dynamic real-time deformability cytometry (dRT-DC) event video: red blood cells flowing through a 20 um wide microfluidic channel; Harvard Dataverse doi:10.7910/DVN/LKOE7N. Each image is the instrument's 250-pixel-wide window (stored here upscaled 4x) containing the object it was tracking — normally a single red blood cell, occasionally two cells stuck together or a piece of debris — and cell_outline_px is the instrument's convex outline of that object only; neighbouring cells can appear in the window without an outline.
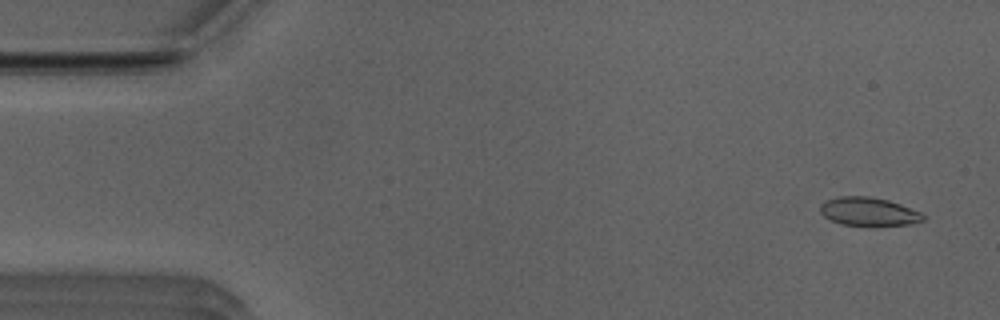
{"species": "Egyptian fruit bat (a non-hibernating species)", "species_latin": "Rousettus aegyptiacus", "temperature_condition": "room temperature", "stored_images_in_passage": 52, "camera_frame_rate_fps": 3000, "um_per_image_px": 0.085, "animal": {"sex": "male"}, "frame": {"image": 1, "passage_image": 3, "time_ms": 0.667, "image_size_px": [1000, 320], "cell_outline_px": [[924, 220], [912, 224], [872, 228], [868, 228], [840, 224], [824, 216], [820, 212], [820, 204], [824, 200], [840, 196], [868, 196], [888, 200], [900, 204], [920, 212], [924, 216]], "centroid_in_image_um": [73.82, 18.03], "position_along_channel_um": 11.2, "area_um2": 17.74}}
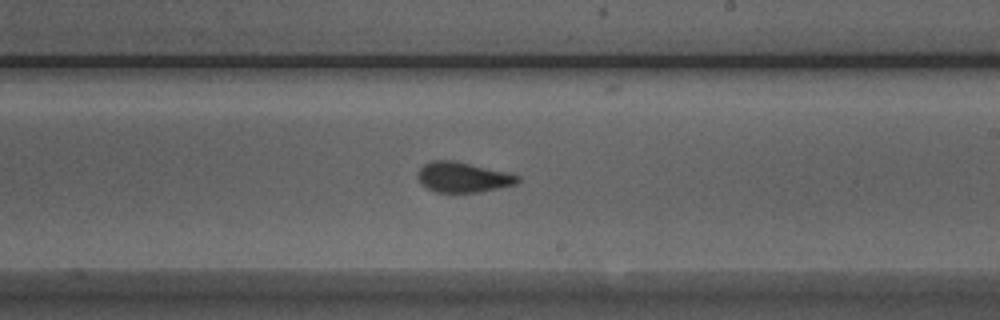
{"frame": {"image": 2, "passage_image": 30, "time_ms": 9.667, "image_size_px": [1000, 320], "cell_outline_px": [[520, 180], [516, 184], [480, 192], [436, 192], [420, 184], [416, 176], [416, 172], [424, 164], [432, 160], [452, 160], [508, 172], [520, 176]], "centroid_in_image_um": [39.32, 15.06], "position_along_channel_um": 249.7, "area_um2": 17.69}}
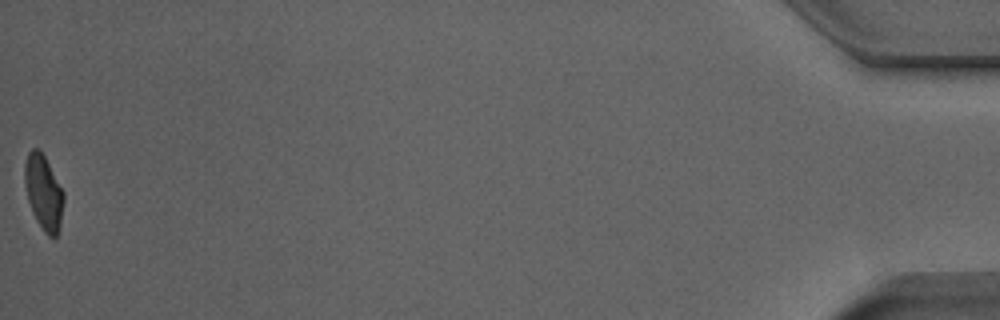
{"frame": {"image": 3, "passage_image": 52, "time_ms": 17.0, "image_size_px": [1000, 320], "cell_outline_px": [[64, 200], [60, 228], [56, 236], [48, 236], [44, 232], [36, 220], [32, 212], [28, 200], [24, 184], [24, 164], [28, 152], [32, 148], [36, 148], [44, 156], [64, 192]], "centroid_in_image_um": [3.69, 16.37], "position_along_channel_um": 431.5, "area_um2": 16.99}, "authors_computed_cell_mechanics": {"area_um2": 17.7157, "velocity_mm_per_s": 3.9493, "shape_relaxation_time_tau1_ms": 6.144, "shape_relaxation_time_tau2_ms": 1.042, "deformation_change_tau1": 0.1966, "deformation_change_tau2": 0.0727}}